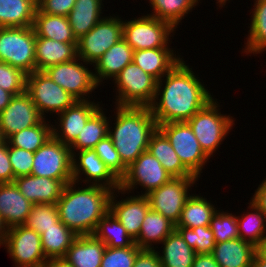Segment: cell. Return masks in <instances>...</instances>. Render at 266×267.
<instances>
[{"label": "cell", "mask_w": 266, "mask_h": 267, "mask_svg": "<svg viewBox=\"0 0 266 267\" xmlns=\"http://www.w3.org/2000/svg\"><path fill=\"white\" fill-rule=\"evenodd\" d=\"M198 78L181 59L157 81L155 99L149 106L157 125L187 121L213 99Z\"/></svg>", "instance_id": "1"}, {"label": "cell", "mask_w": 266, "mask_h": 267, "mask_svg": "<svg viewBox=\"0 0 266 267\" xmlns=\"http://www.w3.org/2000/svg\"><path fill=\"white\" fill-rule=\"evenodd\" d=\"M67 183L56 203L60 221L77 236L92 235L98 222L109 211L112 190L98 185L78 189Z\"/></svg>", "instance_id": "2"}, {"label": "cell", "mask_w": 266, "mask_h": 267, "mask_svg": "<svg viewBox=\"0 0 266 267\" xmlns=\"http://www.w3.org/2000/svg\"><path fill=\"white\" fill-rule=\"evenodd\" d=\"M115 126L109 123L108 136L113 141L122 163L129 167L147 151L151 135L158 125L150 107L115 106Z\"/></svg>", "instance_id": "3"}, {"label": "cell", "mask_w": 266, "mask_h": 267, "mask_svg": "<svg viewBox=\"0 0 266 267\" xmlns=\"http://www.w3.org/2000/svg\"><path fill=\"white\" fill-rule=\"evenodd\" d=\"M213 98L186 122L199 141L201 149L210 158L217 151L234 124V118L221 114L219 102Z\"/></svg>", "instance_id": "4"}, {"label": "cell", "mask_w": 266, "mask_h": 267, "mask_svg": "<svg viewBox=\"0 0 266 267\" xmlns=\"http://www.w3.org/2000/svg\"><path fill=\"white\" fill-rule=\"evenodd\" d=\"M36 33L31 27H0V62L20 69L26 75L36 71Z\"/></svg>", "instance_id": "5"}, {"label": "cell", "mask_w": 266, "mask_h": 267, "mask_svg": "<svg viewBox=\"0 0 266 267\" xmlns=\"http://www.w3.org/2000/svg\"><path fill=\"white\" fill-rule=\"evenodd\" d=\"M116 106L149 107L156 95L157 80L134 62L114 78Z\"/></svg>", "instance_id": "6"}, {"label": "cell", "mask_w": 266, "mask_h": 267, "mask_svg": "<svg viewBox=\"0 0 266 267\" xmlns=\"http://www.w3.org/2000/svg\"><path fill=\"white\" fill-rule=\"evenodd\" d=\"M176 29L168 22L144 15L130 21H123V39L134 51L169 47Z\"/></svg>", "instance_id": "7"}, {"label": "cell", "mask_w": 266, "mask_h": 267, "mask_svg": "<svg viewBox=\"0 0 266 267\" xmlns=\"http://www.w3.org/2000/svg\"><path fill=\"white\" fill-rule=\"evenodd\" d=\"M158 129L166 136L183 165L200 178L209 157L201 149L199 141L186 121L158 124Z\"/></svg>", "instance_id": "8"}, {"label": "cell", "mask_w": 266, "mask_h": 267, "mask_svg": "<svg viewBox=\"0 0 266 267\" xmlns=\"http://www.w3.org/2000/svg\"><path fill=\"white\" fill-rule=\"evenodd\" d=\"M25 91L44 118L46 113H56L57 115L77 101L44 71H34L26 75Z\"/></svg>", "instance_id": "9"}, {"label": "cell", "mask_w": 266, "mask_h": 267, "mask_svg": "<svg viewBox=\"0 0 266 267\" xmlns=\"http://www.w3.org/2000/svg\"><path fill=\"white\" fill-rule=\"evenodd\" d=\"M171 178L160 161L147 150L127 167L126 175L120 180V188L116 189V193H131V190L138 188L136 186H141L145 191L139 195L146 196Z\"/></svg>", "instance_id": "10"}, {"label": "cell", "mask_w": 266, "mask_h": 267, "mask_svg": "<svg viewBox=\"0 0 266 267\" xmlns=\"http://www.w3.org/2000/svg\"><path fill=\"white\" fill-rule=\"evenodd\" d=\"M123 20L104 17L87 34L77 40V55L89 65L95 62L123 37Z\"/></svg>", "instance_id": "11"}, {"label": "cell", "mask_w": 266, "mask_h": 267, "mask_svg": "<svg viewBox=\"0 0 266 267\" xmlns=\"http://www.w3.org/2000/svg\"><path fill=\"white\" fill-rule=\"evenodd\" d=\"M197 180L198 177H172L167 183L146 195L150 208L161 213L176 226L186 200L192 195L188 191Z\"/></svg>", "instance_id": "12"}, {"label": "cell", "mask_w": 266, "mask_h": 267, "mask_svg": "<svg viewBox=\"0 0 266 267\" xmlns=\"http://www.w3.org/2000/svg\"><path fill=\"white\" fill-rule=\"evenodd\" d=\"M31 175L73 180L70 147L52 136L34 153Z\"/></svg>", "instance_id": "13"}, {"label": "cell", "mask_w": 266, "mask_h": 267, "mask_svg": "<svg viewBox=\"0 0 266 267\" xmlns=\"http://www.w3.org/2000/svg\"><path fill=\"white\" fill-rule=\"evenodd\" d=\"M84 64L89 63L77 57L68 62L52 65L43 71L77 100H90V93L99 85L95 80L94 72Z\"/></svg>", "instance_id": "14"}, {"label": "cell", "mask_w": 266, "mask_h": 267, "mask_svg": "<svg viewBox=\"0 0 266 267\" xmlns=\"http://www.w3.org/2000/svg\"><path fill=\"white\" fill-rule=\"evenodd\" d=\"M4 246L15 267H43L47 262L41 235L25 225L9 228Z\"/></svg>", "instance_id": "15"}, {"label": "cell", "mask_w": 266, "mask_h": 267, "mask_svg": "<svg viewBox=\"0 0 266 267\" xmlns=\"http://www.w3.org/2000/svg\"><path fill=\"white\" fill-rule=\"evenodd\" d=\"M44 117L24 91L14 95L10 103L0 112V130L7 140L11 135L39 124Z\"/></svg>", "instance_id": "16"}, {"label": "cell", "mask_w": 266, "mask_h": 267, "mask_svg": "<svg viewBox=\"0 0 266 267\" xmlns=\"http://www.w3.org/2000/svg\"><path fill=\"white\" fill-rule=\"evenodd\" d=\"M72 154L73 181L106 187L112 191L120 188V180L109 170L93 149ZM78 157V158H77ZM82 174L86 177L82 180ZM81 176V177H80ZM81 180V181H80Z\"/></svg>", "instance_id": "17"}, {"label": "cell", "mask_w": 266, "mask_h": 267, "mask_svg": "<svg viewBox=\"0 0 266 267\" xmlns=\"http://www.w3.org/2000/svg\"><path fill=\"white\" fill-rule=\"evenodd\" d=\"M100 102L77 100L65 111L57 114L56 125H52V134L56 140L70 146L83 130L89 118L101 107Z\"/></svg>", "instance_id": "18"}, {"label": "cell", "mask_w": 266, "mask_h": 267, "mask_svg": "<svg viewBox=\"0 0 266 267\" xmlns=\"http://www.w3.org/2000/svg\"><path fill=\"white\" fill-rule=\"evenodd\" d=\"M115 195L119 196L116 194V190L111 194L109 211L119 220L130 237L135 240L150 209L149 200L147 196L137 194L117 201Z\"/></svg>", "instance_id": "19"}, {"label": "cell", "mask_w": 266, "mask_h": 267, "mask_svg": "<svg viewBox=\"0 0 266 267\" xmlns=\"http://www.w3.org/2000/svg\"><path fill=\"white\" fill-rule=\"evenodd\" d=\"M73 180H54L48 177L25 175L14 183L24 197L33 204H56L65 185Z\"/></svg>", "instance_id": "20"}, {"label": "cell", "mask_w": 266, "mask_h": 267, "mask_svg": "<svg viewBox=\"0 0 266 267\" xmlns=\"http://www.w3.org/2000/svg\"><path fill=\"white\" fill-rule=\"evenodd\" d=\"M32 205L14 182L0 184V218L8 229L24 225Z\"/></svg>", "instance_id": "21"}, {"label": "cell", "mask_w": 266, "mask_h": 267, "mask_svg": "<svg viewBox=\"0 0 266 267\" xmlns=\"http://www.w3.org/2000/svg\"><path fill=\"white\" fill-rule=\"evenodd\" d=\"M133 53V48L123 38L111 46L93 66L97 84L106 79L114 80L126 65L133 62Z\"/></svg>", "instance_id": "22"}, {"label": "cell", "mask_w": 266, "mask_h": 267, "mask_svg": "<svg viewBox=\"0 0 266 267\" xmlns=\"http://www.w3.org/2000/svg\"><path fill=\"white\" fill-rule=\"evenodd\" d=\"M175 53L170 47L137 50L133 62L159 81L182 59Z\"/></svg>", "instance_id": "23"}, {"label": "cell", "mask_w": 266, "mask_h": 267, "mask_svg": "<svg viewBox=\"0 0 266 267\" xmlns=\"http://www.w3.org/2000/svg\"><path fill=\"white\" fill-rule=\"evenodd\" d=\"M77 43H63L49 38L36 37L35 60L36 71L76 59Z\"/></svg>", "instance_id": "24"}, {"label": "cell", "mask_w": 266, "mask_h": 267, "mask_svg": "<svg viewBox=\"0 0 266 267\" xmlns=\"http://www.w3.org/2000/svg\"><path fill=\"white\" fill-rule=\"evenodd\" d=\"M105 249L93 235L77 236L63 258L74 267H101Z\"/></svg>", "instance_id": "25"}, {"label": "cell", "mask_w": 266, "mask_h": 267, "mask_svg": "<svg viewBox=\"0 0 266 267\" xmlns=\"http://www.w3.org/2000/svg\"><path fill=\"white\" fill-rule=\"evenodd\" d=\"M211 254L220 267H252L255 246L237 238L216 243Z\"/></svg>", "instance_id": "26"}, {"label": "cell", "mask_w": 266, "mask_h": 267, "mask_svg": "<svg viewBox=\"0 0 266 267\" xmlns=\"http://www.w3.org/2000/svg\"><path fill=\"white\" fill-rule=\"evenodd\" d=\"M147 150L172 177H196L183 165L169 140L158 128L151 135Z\"/></svg>", "instance_id": "27"}, {"label": "cell", "mask_w": 266, "mask_h": 267, "mask_svg": "<svg viewBox=\"0 0 266 267\" xmlns=\"http://www.w3.org/2000/svg\"><path fill=\"white\" fill-rule=\"evenodd\" d=\"M102 6V0H76L67 18L77 40L104 18Z\"/></svg>", "instance_id": "28"}, {"label": "cell", "mask_w": 266, "mask_h": 267, "mask_svg": "<svg viewBox=\"0 0 266 267\" xmlns=\"http://www.w3.org/2000/svg\"><path fill=\"white\" fill-rule=\"evenodd\" d=\"M175 230V225L161 213L148 210L135 244L141 249H154L153 243L161 244ZM153 245V246H152Z\"/></svg>", "instance_id": "29"}, {"label": "cell", "mask_w": 266, "mask_h": 267, "mask_svg": "<svg viewBox=\"0 0 266 267\" xmlns=\"http://www.w3.org/2000/svg\"><path fill=\"white\" fill-rule=\"evenodd\" d=\"M33 28L36 37L49 38L63 43H77L66 16L44 14L37 8Z\"/></svg>", "instance_id": "30"}, {"label": "cell", "mask_w": 266, "mask_h": 267, "mask_svg": "<svg viewBox=\"0 0 266 267\" xmlns=\"http://www.w3.org/2000/svg\"><path fill=\"white\" fill-rule=\"evenodd\" d=\"M37 0H0V27H31Z\"/></svg>", "instance_id": "31"}, {"label": "cell", "mask_w": 266, "mask_h": 267, "mask_svg": "<svg viewBox=\"0 0 266 267\" xmlns=\"http://www.w3.org/2000/svg\"><path fill=\"white\" fill-rule=\"evenodd\" d=\"M161 244L164 247L158 255L162 267H192L196 253L176 230L169 234Z\"/></svg>", "instance_id": "32"}, {"label": "cell", "mask_w": 266, "mask_h": 267, "mask_svg": "<svg viewBox=\"0 0 266 267\" xmlns=\"http://www.w3.org/2000/svg\"><path fill=\"white\" fill-rule=\"evenodd\" d=\"M211 201L193 194L185 202L180 219L175 227L193 229L198 226H210L212 217L218 211Z\"/></svg>", "instance_id": "33"}, {"label": "cell", "mask_w": 266, "mask_h": 267, "mask_svg": "<svg viewBox=\"0 0 266 267\" xmlns=\"http://www.w3.org/2000/svg\"><path fill=\"white\" fill-rule=\"evenodd\" d=\"M102 109L103 107H100L89 118L79 136L69 146L72 154L75 151L94 149L96 144L108 135L110 121Z\"/></svg>", "instance_id": "34"}, {"label": "cell", "mask_w": 266, "mask_h": 267, "mask_svg": "<svg viewBox=\"0 0 266 267\" xmlns=\"http://www.w3.org/2000/svg\"><path fill=\"white\" fill-rule=\"evenodd\" d=\"M92 235L110 248H127L135 244L123 225L110 211L101 218Z\"/></svg>", "instance_id": "35"}, {"label": "cell", "mask_w": 266, "mask_h": 267, "mask_svg": "<svg viewBox=\"0 0 266 267\" xmlns=\"http://www.w3.org/2000/svg\"><path fill=\"white\" fill-rule=\"evenodd\" d=\"M77 235L60 220L55 227L41 234V245L46 259L63 258Z\"/></svg>", "instance_id": "36"}, {"label": "cell", "mask_w": 266, "mask_h": 267, "mask_svg": "<svg viewBox=\"0 0 266 267\" xmlns=\"http://www.w3.org/2000/svg\"><path fill=\"white\" fill-rule=\"evenodd\" d=\"M254 1L250 30L243 53L257 55L266 51V0Z\"/></svg>", "instance_id": "37"}, {"label": "cell", "mask_w": 266, "mask_h": 267, "mask_svg": "<svg viewBox=\"0 0 266 267\" xmlns=\"http://www.w3.org/2000/svg\"><path fill=\"white\" fill-rule=\"evenodd\" d=\"M46 120L44 118L39 124L11 135L6 140L8 145L35 153L53 136V126L49 124L50 121L46 122Z\"/></svg>", "instance_id": "38"}, {"label": "cell", "mask_w": 266, "mask_h": 267, "mask_svg": "<svg viewBox=\"0 0 266 267\" xmlns=\"http://www.w3.org/2000/svg\"><path fill=\"white\" fill-rule=\"evenodd\" d=\"M200 0H149L152 14L160 20L170 23L175 29L186 14L190 13ZM190 11V12H189Z\"/></svg>", "instance_id": "39"}, {"label": "cell", "mask_w": 266, "mask_h": 267, "mask_svg": "<svg viewBox=\"0 0 266 267\" xmlns=\"http://www.w3.org/2000/svg\"><path fill=\"white\" fill-rule=\"evenodd\" d=\"M248 209L253 212L237 216L239 238L256 246L266 236V215L251 201Z\"/></svg>", "instance_id": "40"}, {"label": "cell", "mask_w": 266, "mask_h": 267, "mask_svg": "<svg viewBox=\"0 0 266 267\" xmlns=\"http://www.w3.org/2000/svg\"><path fill=\"white\" fill-rule=\"evenodd\" d=\"M175 230L196 254H210L215 247L216 242L210 226H198L193 229L175 227Z\"/></svg>", "instance_id": "41"}, {"label": "cell", "mask_w": 266, "mask_h": 267, "mask_svg": "<svg viewBox=\"0 0 266 267\" xmlns=\"http://www.w3.org/2000/svg\"><path fill=\"white\" fill-rule=\"evenodd\" d=\"M59 220L56 204L40 203L32 205L24 225L41 235L47 229L55 227Z\"/></svg>", "instance_id": "42"}, {"label": "cell", "mask_w": 266, "mask_h": 267, "mask_svg": "<svg viewBox=\"0 0 266 267\" xmlns=\"http://www.w3.org/2000/svg\"><path fill=\"white\" fill-rule=\"evenodd\" d=\"M210 228L216 243L239 238L237 216L225 211H217L212 217Z\"/></svg>", "instance_id": "43"}, {"label": "cell", "mask_w": 266, "mask_h": 267, "mask_svg": "<svg viewBox=\"0 0 266 267\" xmlns=\"http://www.w3.org/2000/svg\"><path fill=\"white\" fill-rule=\"evenodd\" d=\"M93 150L119 180L126 175L127 167L122 163L113 141L108 135L99 141Z\"/></svg>", "instance_id": "44"}, {"label": "cell", "mask_w": 266, "mask_h": 267, "mask_svg": "<svg viewBox=\"0 0 266 267\" xmlns=\"http://www.w3.org/2000/svg\"><path fill=\"white\" fill-rule=\"evenodd\" d=\"M140 250L141 248L136 244L127 248L106 247L102 257L101 267H133Z\"/></svg>", "instance_id": "45"}, {"label": "cell", "mask_w": 266, "mask_h": 267, "mask_svg": "<svg viewBox=\"0 0 266 267\" xmlns=\"http://www.w3.org/2000/svg\"><path fill=\"white\" fill-rule=\"evenodd\" d=\"M26 74L8 63L0 62V87L13 95L25 91Z\"/></svg>", "instance_id": "46"}, {"label": "cell", "mask_w": 266, "mask_h": 267, "mask_svg": "<svg viewBox=\"0 0 266 267\" xmlns=\"http://www.w3.org/2000/svg\"><path fill=\"white\" fill-rule=\"evenodd\" d=\"M8 154L14 178L31 175L34 153L8 145Z\"/></svg>", "instance_id": "47"}, {"label": "cell", "mask_w": 266, "mask_h": 267, "mask_svg": "<svg viewBox=\"0 0 266 267\" xmlns=\"http://www.w3.org/2000/svg\"><path fill=\"white\" fill-rule=\"evenodd\" d=\"M75 2L76 0H38L37 7L44 14L67 17Z\"/></svg>", "instance_id": "48"}, {"label": "cell", "mask_w": 266, "mask_h": 267, "mask_svg": "<svg viewBox=\"0 0 266 267\" xmlns=\"http://www.w3.org/2000/svg\"><path fill=\"white\" fill-rule=\"evenodd\" d=\"M15 180L8 154V142L0 145V184L13 183Z\"/></svg>", "instance_id": "49"}, {"label": "cell", "mask_w": 266, "mask_h": 267, "mask_svg": "<svg viewBox=\"0 0 266 267\" xmlns=\"http://www.w3.org/2000/svg\"><path fill=\"white\" fill-rule=\"evenodd\" d=\"M154 249H141L136 256L133 267H162L158 251Z\"/></svg>", "instance_id": "50"}, {"label": "cell", "mask_w": 266, "mask_h": 267, "mask_svg": "<svg viewBox=\"0 0 266 267\" xmlns=\"http://www.w3.org/2000/svg\"><path fill=\"white\" fill-rule=\"evenodd\" d=\"M250 201L266 215V178L258 186Z\"/></svg>", "instance_id": "51"}, {"label": "cell", "mask_w": 266, "mask_h": 267, "mask_svg": "<svg viewBox=\"0 0 266 267\" xmlns=\"http://www.w3.org/2000/svg\"><path fill=\"white\" fill-rule=\"evenodd\" d=\"M192 267H220L210 254H196Z\"/></svg>", "instance_id": "52"}, {"label": "cell", "mask_w": 266, "mask_h": 267, "mask_svg": "<svg viewBox=\"0 0 266 267\" xmlns=\"http://www.w3.org/2000/svg\"><path fill=\"white\" fill-rule=\"evenodd\" d=\"M43 267H74L68 263L64 258H52L48 259Z\"/></svg>", "instance_id": "53"}, {"label": "cell", "mask_w": 266, "mask_h": 267, "mask_svg": "<svg viewBox=\"0 0 266 267\" xmlns=\"http://www.w3.org/2000/svg\"><path fill=\"white\" fill-rule=\"evenodd\" d=\"M13 96V94L0 87V112L6 108Z\"/></svg>", "instance_id": "54"}, {"label": "cell", "mask_w": 266, "mask_h": 267, "mask_svg": "<svg viewBox=\"0 0 266 267\" xmlns=\"http://www.w3.org/2000/svg\"><path fill=\"white\" fill-rule=\"evenodd\" d=\"M255 252L266 259V236L255 246Z\"/></svg>", "instance_id": "55"}, {"label": "cell", "mask_w": 266, "mask_h": 267, "mask_svg": "<svg viewBox=\"0 0 266 267\" xmlns=\"http://www.w3.org/2000/svg\"><path fill=\"white\" fill-rule=\"evenodd\" d=\"M8 228L5 226L3 220L0 218V246H4L7 237Z\"/></svg>", "instance_id": "56"}, {"label": "cell", "mask_w": 266, "mask_h": 267, "mask_svg": "<svg viewBox=\"0 0 266 267\" xmlns=\"http://www.w3.org/2000/svg\"><path fill=\"white\" fill-rule=\"evenodd\" d=\"M252 267H266V259L261 258L256 252L253 257Z\"/></svg>", "instance_id": "57"}, {"label": "cell", "mask_w": 266, "mask_h": 267, "mask_svg": "<svg viewBox=\"0 0 266 267\" xmlns=\"http://www.w3.org/2000/svg\"><path fill=\"white\" fill-rule=\"evenodd\" d=\"M217 2V4H219V5H217V6H219V8L221 7H223L224 5H226V2L227 1H229V0H216Z\"/></svg>", "instance_id": "58"}, {"label": "cell", "mask_w": 266, "mask_h": 267, "mask_svg": "<svg viewBox=\"0 0 266 267\" xmlns=\"http://www.w3.org/2000/svg\"><path fill=\"white\" fill-rule=\"evenodd\" d=\"M5 141V139L2 136L1 130H0V145Z\"/></svg>", "instance_id": "59"}]
</instances>
